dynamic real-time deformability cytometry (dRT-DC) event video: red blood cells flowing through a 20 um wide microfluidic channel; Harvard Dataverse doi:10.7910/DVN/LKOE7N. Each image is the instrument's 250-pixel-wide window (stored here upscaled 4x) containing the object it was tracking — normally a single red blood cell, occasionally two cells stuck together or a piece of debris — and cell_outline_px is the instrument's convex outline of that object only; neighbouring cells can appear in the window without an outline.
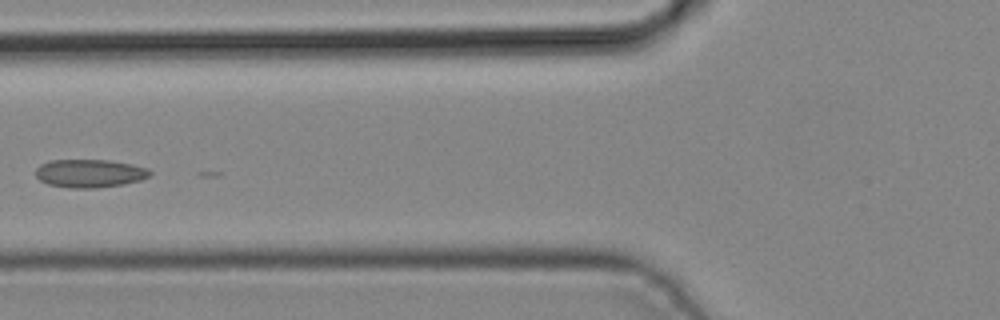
{"species": "common noctule bat (a hibernating species)", "species_latin": "Nyctalus noctula", "temperature_condition": "cold", "stored_images_in_passage": 3, "camera_frame_rate_fps": 3000, "um_per_image_px": 0.085, "animal": {"sex": "male", "body_mass_g": 19.2, "forearm_length_mm": 51.8}, "frame": {"image": 1, "passage_image": 3, "time_ms": 0.667, "image_size_px": [1000, 320], "cell_outline_px": [[152, 172], [148, 176], [140, 180], [120, 184], [96, 188], [72, 188], [48, 184], [40, 180], [36, 176], [36, 168], [40, 164], [48, 160], [108, 160], [132, 164], [148, 168]], "centroid_in_image_um": [7.6, 14.72], "position_along_channel_um": 118.2, "area_um2": 18.67}}